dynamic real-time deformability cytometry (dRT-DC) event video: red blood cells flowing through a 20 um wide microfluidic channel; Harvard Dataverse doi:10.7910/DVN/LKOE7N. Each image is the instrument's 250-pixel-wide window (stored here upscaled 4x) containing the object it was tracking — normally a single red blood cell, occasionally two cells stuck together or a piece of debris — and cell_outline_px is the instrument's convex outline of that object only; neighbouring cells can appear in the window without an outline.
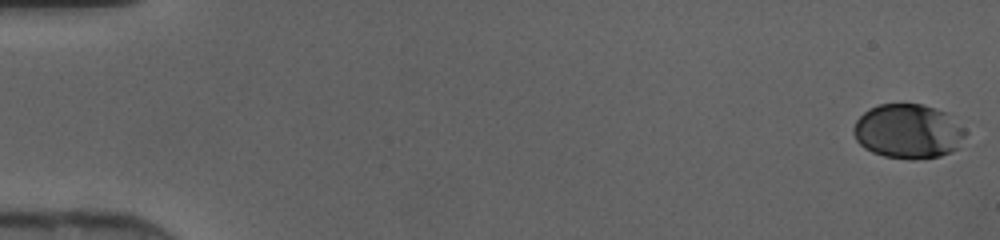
{"species": "human", "species_latin": "Homo sapiens", "temperature_condition": "cold", "stored_images_in_passage": 47, "camera_frame_rate_fps": 3000, "um_per_image_px": 0.085, "donor": {"sex": "female"}, "frame": {"image": 1, "passage_image": 1, "time_ms": 0.0, "image_size_px": [1000, 240], "cell_outline_px": [[968, 132], [960, 148], [952, 152], [940, 156], [884, 156], [872, 152], [864, 148], [856, 140], [852, 132], [852, 128], [856, 120], [868, 108], [876, 104], [920, 104], [936, 108], [944, 112], [964, 128]], "centroid_in_image_um": [77.18, 11.12], "position_along_channel_um": 7.8, "area_um2": 35.14}}
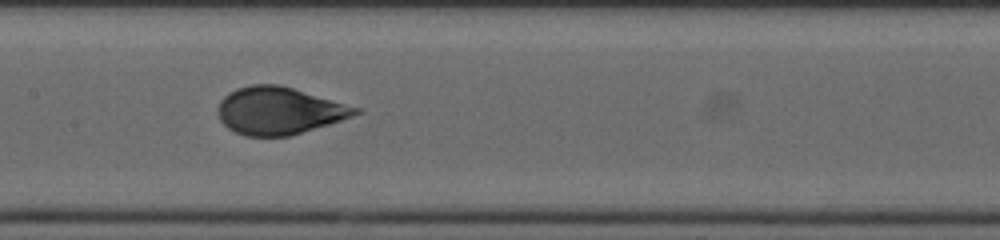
{"frame": {"image": 2, "passage_image": 24, "time_ms": 7.667, "image_size_px": [1000, 240], "cell_outline_px": [[364, 112], [328, 124], [288, 136], [244, 136], [228, 128], [220, 120], [216, 108], [220, 100], [228, 92], [236, 88], [252, 84], [276, 84], [292, 88], [360, 108]], "centroid_in_image_um": [23.67, 9.41], "position_along_channel_um": 183.7, "area_um2": 37.69}}
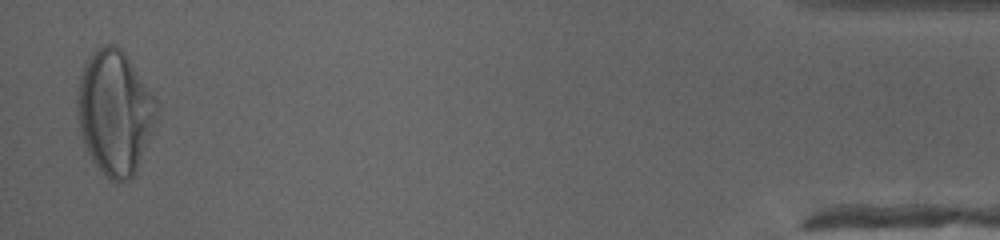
{"frame": {"image": 3, "passage_image": 46, "time_ms": 15.0, "image_size_px": [1000, 240], "cell_outline_px": [[156, 116], [136, 172], [132, 176], [116, 184], [108, 180], [100, 172], [92, 160], [84, 144], [80, 132], [76, 112], [76, 92], [80, 72], [84, 64], [92, 52], [100, 44], [112, 44], [120, 48], [128, 56], [152, 96], [156, 108]], "centroid_in_image_um": [9.67, 9.55], "position_along_channel_um": 425.5, "area_um2": 57.16}}